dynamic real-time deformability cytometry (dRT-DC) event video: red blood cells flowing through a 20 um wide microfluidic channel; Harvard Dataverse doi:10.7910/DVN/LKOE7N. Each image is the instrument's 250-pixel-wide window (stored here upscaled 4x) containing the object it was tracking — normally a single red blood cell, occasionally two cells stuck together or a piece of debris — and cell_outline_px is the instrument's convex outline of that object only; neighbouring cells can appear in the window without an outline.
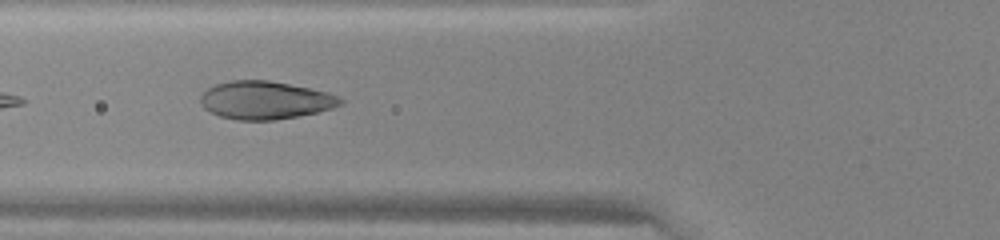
{"species": "human", "species_latin": "Homo sapiens", "temperature_condition": "warm", "stored_images_in_passage": 13, "camera_frame_rate_fps": 3000, "um_per_image_px": 0.085, "donor": {"sex": "female"}, "frame": {"image": 1, "passage_image": 4, "time_ms": 1.0, "image_size_px": [1000, 240], "cell_outline_px": [[344, 104], [332, 108], [316, 112], [276, 120], [236, 120], [220, 116], [204, 108], [200, 104], [200, 96], [208, 88], [216, 84], [232, 80], [268, 80], [328, 92], [344, 100]], "centroid_in_image_um": [22.53, 8.52], "position_along_channel_um": 103.3, "area_um2": 30.81}}
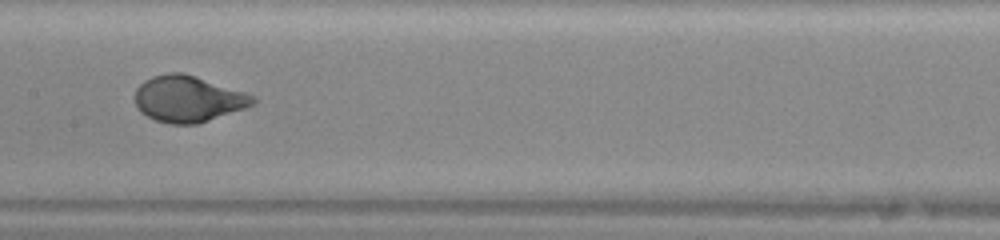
{"frame": {"image": 2, "passage_image": 10, "time_ms": 3.0, "image_size_px": [1000, 240], "cell_outline_px": [[256, 104], [248, 108], [196, 124], [168, 124], [156, 120], [140, 112], [136, 104], [136, 88], [144, 80], [152, 76], [168, 72], [180, 72], [244, 92], [256, 96]], "centroid_in_image_um": [16.0, 8.42], "position_along_channel_um": 191.4, "area_um2": 31.67}}